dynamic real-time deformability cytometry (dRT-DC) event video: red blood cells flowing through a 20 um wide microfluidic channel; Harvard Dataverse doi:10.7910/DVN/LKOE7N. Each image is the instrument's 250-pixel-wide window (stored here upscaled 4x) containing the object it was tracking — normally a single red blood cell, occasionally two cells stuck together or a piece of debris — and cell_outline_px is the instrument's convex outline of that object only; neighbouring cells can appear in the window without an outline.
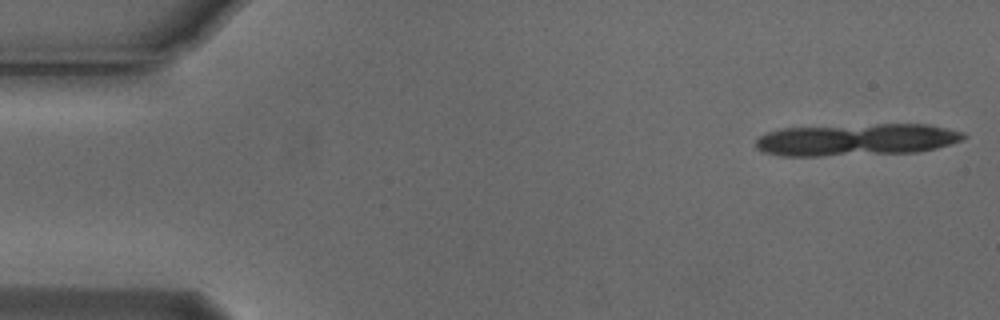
{"species": "Egyptian fruit bat (a non-hibernating species)", "species_latin": "Rousettus aegyptiacus", "temperature_condition": "cold", "stored_images_in_passage": 4, "camera_frame_rate_fps": 3000, "um_per_image_px": 0.085, "animal": {"sex": "male"}, "frame": {"image": 1, "passage_image": 1, "time_ms": 0.0, "image_size_px": [1000, 320], "cell_outline_px": [[968, 136], [960, 140], [936, 148], [916, 152], [820, 156], [780, 156], [764, 152], [756, 148], [756, 140], [760, 136], [768, 132], [784, 128], [880, 124], [928, 124], [964, 132]], "centroid_in_image_um": [72.79, 11.88], "position_along_channel_um": 12.2, "area_um2": 38.67}}